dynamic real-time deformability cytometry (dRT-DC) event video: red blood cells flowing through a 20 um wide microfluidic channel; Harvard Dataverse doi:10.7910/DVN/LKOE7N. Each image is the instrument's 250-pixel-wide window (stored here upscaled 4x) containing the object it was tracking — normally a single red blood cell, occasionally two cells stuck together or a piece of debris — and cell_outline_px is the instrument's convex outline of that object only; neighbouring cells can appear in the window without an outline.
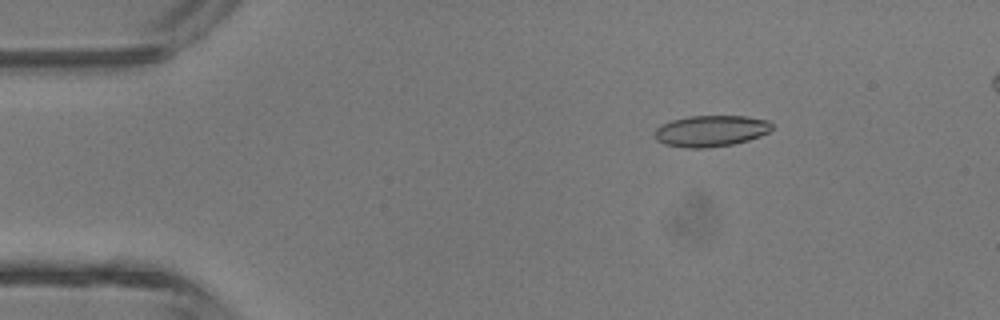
{"species": "common noctule bat (a hibernating species)", "species_latin": "Nyctalus noctula", "temperature_condition": "room temperature", "stored_images_in_passage": 4, "camera_frame_rate_fps": 3000, "um_per_image_px": 0.085, "animal": {"sex": "male", "body_mass_g": 13.3}, "frame": {"image": 1, "passage_image": 2, "time_ms": 1.0, "image_size_px": [1000, 320], "cell_outline_px": [[772, 128], [768, 132], [760, 136], [748, 140], [732, 144], [704, 148], [688, 148], [664, 144], [656, 140], [656, 128], [660, 124], [672, 120], [688, 116], [744, 116], [768, 120], [772, 124]], "centroid_in_image_um": [60.41, 11.12], "position_along_channel_um": 24.6, "area_um2": 21.27}}